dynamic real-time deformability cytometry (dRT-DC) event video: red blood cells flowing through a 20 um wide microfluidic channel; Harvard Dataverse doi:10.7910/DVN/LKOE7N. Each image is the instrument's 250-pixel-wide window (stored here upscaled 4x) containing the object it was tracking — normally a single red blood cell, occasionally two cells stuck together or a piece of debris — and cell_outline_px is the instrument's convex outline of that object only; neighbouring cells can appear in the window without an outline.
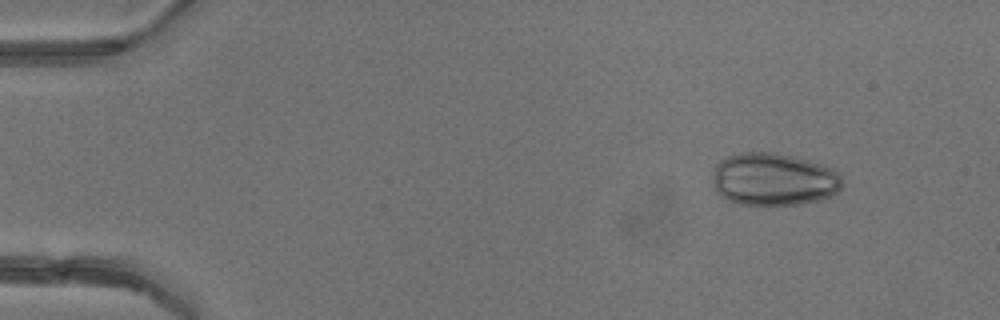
{"species": "common noctule bat (a hibernating species)", "species_latin": "Nyctalus noctula", "temperature_condition": "warm", "stored_images_in_passage": 4, "camera_frame_rate_fps": 3000, "um_per_image_px": 0.085, "animal": {"sex": "female"}, "frame": {"image": 1, "passage_image": 2, "time_ms": 1.0, "image_size_px": [1000, 320], "cell_outline_px": [[844, 184], [832, 196], [820, 200], [800, 204], [740, 204], [728, 200], [720, 196], [716, 192], [712, 184], [712, 176], [716, 164], [720, 160], [728, 156], [740, 152], [776, 152], [808, 160], [832, 168], [840, 172], [844, 180]], "centroid_in_image_um": [65.77, 15.23], "position_along_channel_um": 19.2, "area_um2": 40.23}}